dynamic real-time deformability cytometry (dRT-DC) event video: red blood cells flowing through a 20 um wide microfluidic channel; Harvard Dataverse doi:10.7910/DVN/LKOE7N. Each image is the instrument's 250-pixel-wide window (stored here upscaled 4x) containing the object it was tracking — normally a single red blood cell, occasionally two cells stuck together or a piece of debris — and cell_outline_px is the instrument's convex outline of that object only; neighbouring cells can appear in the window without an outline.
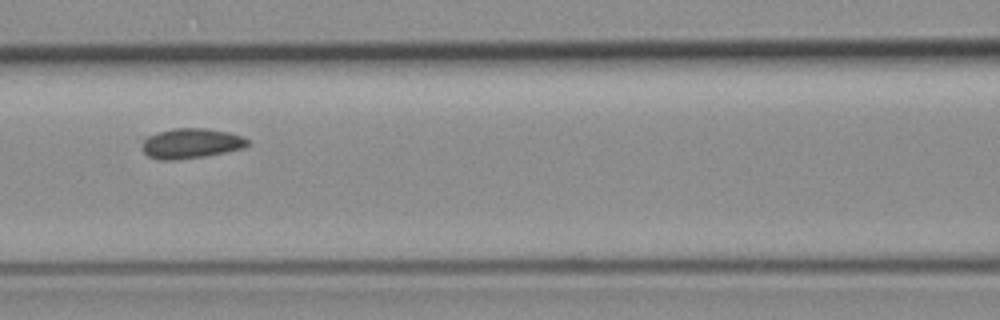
{"species": "common noctule bat (a hibernating species)", "species_latin": "Nyctalus noctula", "temperature_condition": "room temperature", "stored_images_in_passage": 6, "camera_frame_rate_fps": 3000, "um_per_image_px": 0.085, "animal": {"sex": "female", "body_mass_g": 19.3, "forearm_length_mm": 54.1}, "frame": {"image": 1, "passage_image": 6, "time_ms": 6.667, "image_size_px": [1000, 320], "cell_outline_px": [[248, 144], [240, 148], [224, 152], [204, 156], [172, 160], [160, 160], [148, 156], [140, 148], [140, 144], [148, 136], [172, 128], [204, 128], [228, 132], [240, 136], [248, 140]], "centroid_in_image_um": [16.16, 12.19], "position_along_channel_um": 150.4, "area_um2": 18.21}}